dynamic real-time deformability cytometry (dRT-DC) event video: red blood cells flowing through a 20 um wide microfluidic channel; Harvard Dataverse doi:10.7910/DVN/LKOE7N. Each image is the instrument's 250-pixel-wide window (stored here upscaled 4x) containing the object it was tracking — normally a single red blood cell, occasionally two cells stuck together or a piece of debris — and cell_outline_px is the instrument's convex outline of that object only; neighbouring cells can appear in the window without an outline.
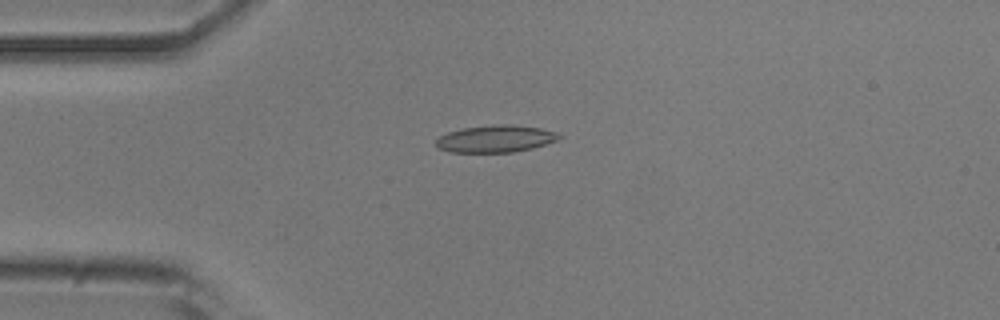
{"species": "common noctule bat (a hibernating species)", "species_latin": "Nyctalus noctula", "temperature_condition": "room temperature", "stored_images_in_passage": 4, "camera_frame_rate_fps": 3000, "um_per_image_px": 0.085, "animal": {"sex": "male", "body_mass_g": 20.5, "forearm_length_mm": 52.5}, "frame": {"image": 1, "passage_image": 2, "time_ms": 0.333, "image_size_px": [1000, 320], "cell_outline_px": [[564, 136], [556, 140], [532, 148], [512, 152], [448, 152], [436, 148], [436, 140], [440, 136], [448, 132], [464, 128], [500, 124], [512, 124], [540, 128]], "centroid_in_image_um": [42.08, 11.8], "position_along_channel_um": 42.9, "area_um2": 19.25}}
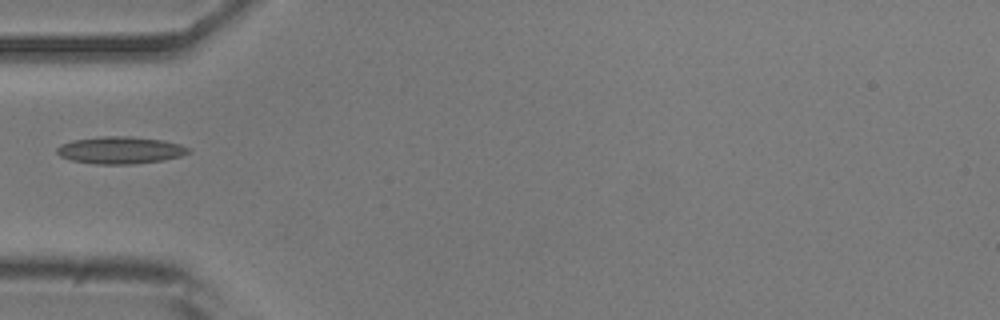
{"frame": {"image": 2, "passage_image": 3, "time_ms": 0.667, "image_size_px": [1000, 320], "cell_outline_px": [[192, 152], [180, 156], [164, 160], [132, 164], [96, 164], [72, 160], [60, 156], [56, 152], [56, 148], [60, 144], [72, 140], [100, 136], [132, 136], [164, 140], [180, 144], [188, 148]], "centroid_in_image_um": [10.22, 12.75], "position_along_channel_um": 74.8, "area_um2": 20.98}}
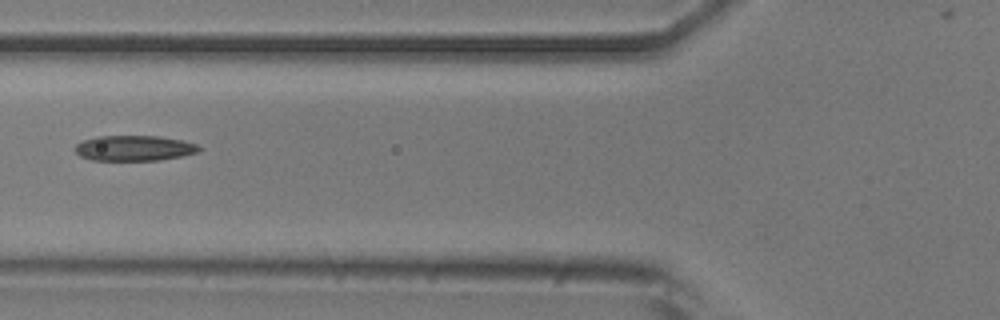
{"frame": {"image": 3, "passage_image": 4, "time_ms": 1.0, "image_size_px": [1000, 320], "cell_outline_px": [[200, 152], [160, 160], [92, 160], [80, 156], [76, 152], [76, 144], [84, 140], [96, 136], [160, 136], [180, 140], [196, 144], [200, 148]], "centroid_in_image_um": [11.4, 12.59], "position_along_channel_um": 114.4, "area_um2": 18.21}}